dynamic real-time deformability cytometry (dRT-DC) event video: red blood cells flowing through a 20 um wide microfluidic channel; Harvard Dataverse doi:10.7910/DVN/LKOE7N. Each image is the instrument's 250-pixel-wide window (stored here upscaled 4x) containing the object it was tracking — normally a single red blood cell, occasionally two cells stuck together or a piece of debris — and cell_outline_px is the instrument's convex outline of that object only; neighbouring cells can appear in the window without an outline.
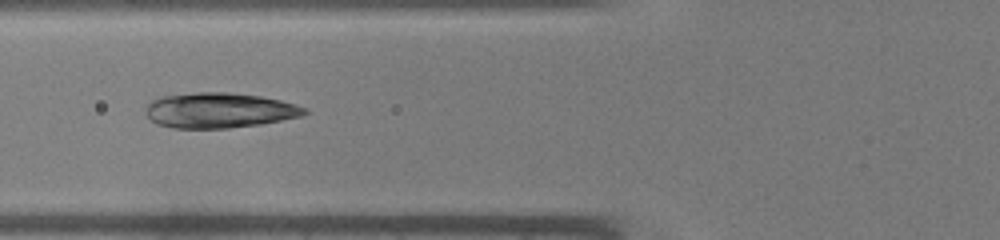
{"species": "common noctule bat (a hibernating species)", "species_latin": "Nyctalus noctula", "temperature_condition": "warm", "stored_images_in_passage": 45, "camera_frame_rate_fps": 3000, "um_per_image_px": 0.085, "animal": {"sex": "male", "body_mass_g": 19.0, "forearm_length_mm": 50.8}, "frame": {"image": 1, "passage_image": 18, "time_ms": 5.667, "image_size_px": [1000, 240], "cell_outline_px": [[308, 112], [304, 116], [260, 124], [228, 128], [172, 128], [156, 124], [144, 112], [144, 108], [152, 100], [160, 96], [196, 92], [228, 92], [260, 96], [280, 100], [296, 104], [308, 108]], "centroid_in_image_um": [18.64, 9.37], "position_along_channel_um": 107.2, "area_um2": 32.89}}
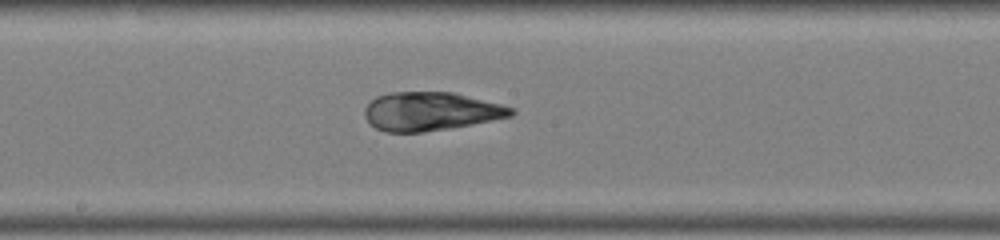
{"frame": {"image": 2, "passage_image": 25, "time_ms": 8.0, "image_size_px": [1000, 240], "cell_outline_px": [[516, 112], [512, 116], [452, 128], [424, 132], [384, 132], [368, 124], [364, 116], [364, 108], [376, 96], [388, 92], [452, 92], [500, 104], [512, 108]], "centroid_in_image_um": [36.55, 9.47], "position_along_channel_um": 211.6, "area_um2": 33.0}}
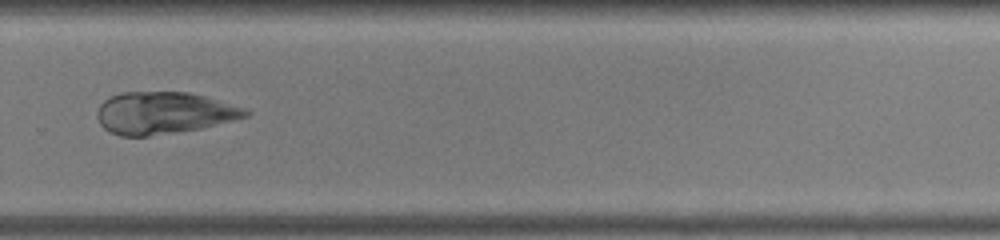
{"frame": {"image": 3, "passage_image": 32, "time_ms": 10.333, "image_size_px": [1000, 240], "cell_outline_px": [[252, 112], [248, 116], [200, 128], [148, 136], [120, 136], [104, 128], [100, 124], [96, 116], [96, 112], [100, 104], [104, 100], [120, 92], [188, 92], [204, 96], [244, 108]], "centroid_in_image_um": [13.87, 9.59], "position_along_channel_um": 315.9, "area_um2": 36.01}}